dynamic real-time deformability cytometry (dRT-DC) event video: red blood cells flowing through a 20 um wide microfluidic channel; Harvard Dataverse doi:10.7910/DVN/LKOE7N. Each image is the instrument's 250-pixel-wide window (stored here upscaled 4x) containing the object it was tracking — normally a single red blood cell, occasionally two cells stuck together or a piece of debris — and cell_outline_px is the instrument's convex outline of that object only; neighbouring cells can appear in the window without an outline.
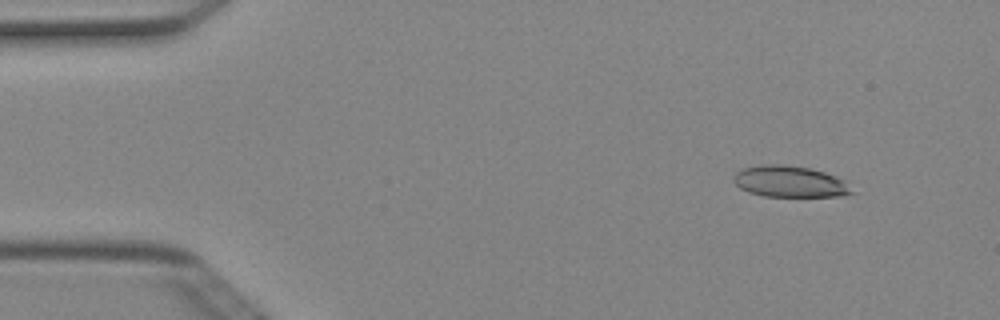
{"species": "Egyptian fruit bat (a non-hibernating species)", "species_latin": "Rousettus aegyptiacus", "temperature_condition": "cold", "stored_images_in_passage": 5, "camera_frame_rate_fps": 3000, "um_per_image_px": 0.085, "animal": {"sex": "female"}, "frame": {"image": 1, "passage_image": 1, "time_ms": 0.0, "image_size_px": [1000, 320], "cell_outline_px": [[856, 192], [844, 196], [764, 196], [748, 192], [740, 188], [732, 180], [732, 176], [736, 172], [744, 168], [760, 164], [780, 164], [808, 168], [824, 172], [836, 176], [844, 180]], "centroid_in_image_um": [67.13, 15.44], "position_along_channel_um": 17.9, "area_um2": 21.68}}
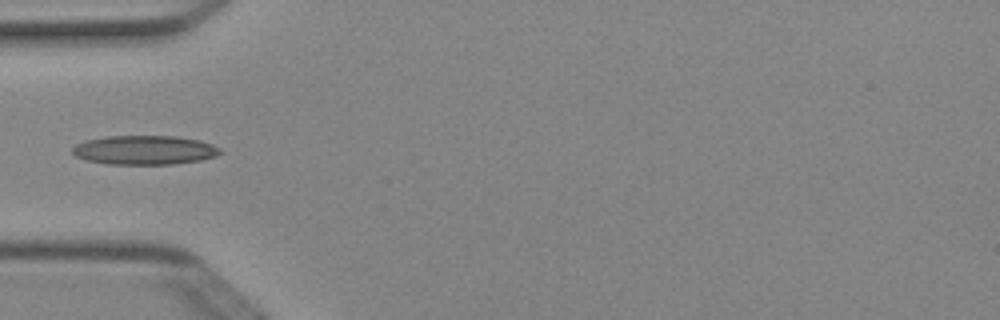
{"frame": {"image": 2, "passage_image": 4, "time_ms": 1.0, "image_size_px": [1000, 320], "cell_outline_px": [[224, 152], [216, 156], [200, 160], [172, 164], [104, 164], [88, 160], [76, 156], [72, 152], [72, 148], [76, 144], [84, 140], [104, 136], [176, 136], [200, 140], [212, 144], [220, 148]], "centroid_in_image_um": [12.29, 12.75], "position_along_channel_um": 72.7, "area_um2": 25.26}}
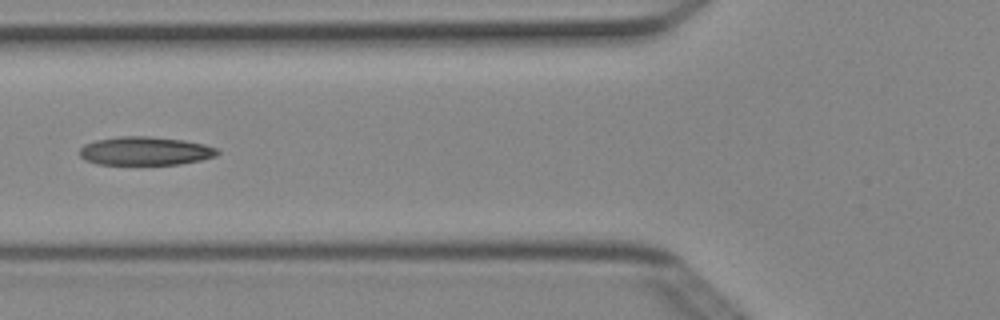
{"frame": {"image": 3, "passage_image": 5, "time_ms": 1.333, "image_size_px": [1000, 320], "cell_outline_px": [[220, 152], [216, 156], [200, 160], [180, 164], [96, 164], [84, 160], [80, 156], [80, 148], [84, 144], [96, 140], [120, 136], [148, 136], [184, 140], [204, 144], [216, 148]], "centroid_in_image_um": [12.33, 12.83], "position_along_channel_um": 113.5, "area_um2": 22.89}}